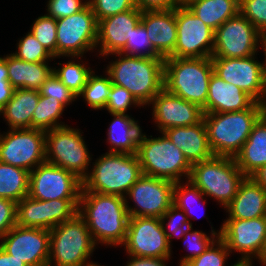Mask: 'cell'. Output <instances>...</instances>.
I'll list each match as a JSON object with an SVG mask.
<instances>
[{"label":"cell","mask_w":266,"mask_h":266,"mask_svg":"<svg viewBox=\"0 0 266 266\" xmlns=\"http://www.w3.org/2000/svg\"><path fill=\"white\" fill-rule=\"evenodd\" d=\"M88 5V0H48L47 15L54 19L63 18L79 12Z\"/></svg>","instance_id":"c3c4849f"},{"label":"cell","mask_w":266,"mask_h":266,"mask_svg":"<svg viewBox=\"0 0 266 266\" xmlns=\"http://www.w3.org/2000/svg\"><path fill=\"white\" fill-rule=\"evenodd\" d=\"M239 12L266 38V0H240Z\"/></svg>","instance_id":"f6af8a7d"},{"label":"cell","mask_w":266,"mask_h":266,"mask_svg":"<svg viewBox=\"0 0 266 266\" xmlns=\"http://www.w3.org/2000/svg\"><path fill=\"white\" fill-rule=\"evenodd\" d=\"M174 186L172 181L142 174L124 197L129 217L161 218L173 204Z\"/></svg>","instance_id":"5bb4252c"},{"label":"cell","mask_w":266,"mask_h":266,"mask_svg":"<svg viewBox=\"0 0 266 266\" xmlns=\"http://www.w3.org/2000/svg\"><path fill=\"white\" fill-rule=\"evenodd\" d=\"M16 225L46 229L45 200L26 196L17 203Z\"/></svg>","instance_id":"e575fe53"},{"label":"cell","mask_w":266,"mask_h":266,"mask_svg":"<svg viewBox=\"0 0 266 266\" xmlns=\"http://www.w3.org/2000/svg\"><path fill=\"white\" fill-rule=\"evenodd\" d=\"M77 213L97 246L101 243L116 248L124 243L129 220L124 197L81 191Z\"/></svg>","instance_id":"6da1fadb"},{"label":"cell","mask_w":266,"mask_h":266,"mask_svg":"<svg viewBox=\"0 0 266 266\" xmlns=\"http://www.w3.org/2000/svg\"><path fill=\"white\" fill-rule=\"evenodd\" d=\"M80 199L45 200L46 230L71 219L78 212Z\"/></svg>","instance_id":"8d00e7d4"},{"label":"cell","mask_w":266,"mask_h":266,"mask_svg":"<svg viewBox=\"0 0 266 266\" xmlns=\"http://www.w3.org/2000/svg\"><path fill=\"white\" fill-rule=\"evenodd\" d=\"M213 73L211 57L164 59V88L180 98L203 108Z\"/></svg>","instance_id":"5b68a950"},{"label":"cell","mask_w":266,"mask_h":266,"mask_svg":"<svg viewBox=\"0 0 266 266\" xmlns=\"http://www.w3.org/2000/svg\"><path fill=\"white\" fill-rule=\"evenodd\" d=\"M141 24L155 51L162 57H169L177 41L176 8L167 11L142 12Z\"/></svg>","instance_id":"7402d4cb"},{"label":"cell","mask_w":266,"mask_h":266,"mask_svg":"<svg viewBox=\"0 0 266 266\" xmlns=\"http://www.w3.org/2000/svg\"><path fill=\"white\" fill-rule=\"evenodd\" d=\"M221 230H214L211 226L210 236L205 232L194 230L193 227H189L183 236L185 248L190 252L180 259L179 266H183L190 260L200 256L205 252L208 247L219 237Z\"/></svg>","instance_id":"d590c367"},{"label":"cell","mask_w":266,"mask_h":266,"mask_svg":"<svg viewBox=\"0 0 266 266\" xmlns=\"http://www.w3.org/2000/svg\"><path fill=\"white\" fill-rule=\"evenodd\" d=\"M219 237L230 253L238 252L237 263H252L257 259L266 266V216L253 219H225Z\"/></svg>","instance_id":"30bf717a"},{"label":"cell","mask_w":266,"mask_h":266,"mask_svg":"<svg viewBox=\"0 0 266 266\" xmlns=\"http://www.w3.org/2000/svg\"><path fill=\"white\" fill-rule=\"evenodd\" d=\"M15 88L8 81L6 62L0 57V110L12 98Z\"/></svg>","instance_id":"f907efd6"},{"label":"cell","mask_w":266,"mask_h":266,"mask_svg":"<svg viewBox=\"0 0 266 266\" xmlns=\"http://www.w3.org/2000/svg\"><path fill=\"white\" fill-rule=\"evenodd\" d=\"M160 220L170 246L172 243L171 241L174 237L182 238L188 228L192 227V222H190L186 213L174 204L170 206V208L163 214Z\"/></svg>","instance_id":"ab89813d"},{"label":"cell","mask_w":266,"mask_h":266,"mask_svg":"<svg viewBox=\"0 0 266 266\" xmlns=\"http://www.w3.org/2000/svg\"><path fill=\"white\" fill-rule=\"evenodd\" d=\"M265 45L266 38L239 12L215 30L212 57L245 58Z\"/></svg>","instance_id":"7c38bea8"},{"label":"cell","mask_w":266,"mask_h":266,"mask_svg":"<svg viewBox=\"0 0 266 266\" xmlns=\"http://www.w3.org/2000/svg\"><path fill=\"white\" fill-rule=\"evenodd\" d=\"M17 203L0 198V238L16 225Z\"/></svg>","instance_id":"681fc988"},{"label":"cell","mask_w":266,"mask_h":266,"mask_svg":"<svg viewBox=\"0 0 266 266\" xmlns=\"http://www.w3.org/2000/svg\"><path fill=\"white\" fill-rule=\"evenodd\" d=\"M95 247L86 222L76 213L50 230L48 266H95L89 260Z\"/></svg>","instance_id":"8992f818"},{"label":"cell","mask_w":266,"mask_h":266,"mask_svg":"<svg viewBox=\"0 0 266 266\" xmlns=\"http://www.w3.org/2000/svg\"><path fill=\"white\" fill-rule=\"evenodd\" d=\"M235 266H253L252 263H237Z\"/></svg>","instance_id":"680465c9"},{"label":"cell","mask_w":266,"mask_h":266,"mask_svg":"<svg viewBox=\"0 0 266 266\" xmlns=\"http://www.w3.org/2000/svg\"><path fill=\"white\" fill-rule=\"evenodd\" d=\"M110 55L118 57L109 62L105 71L112 84L127 89L143 108L149 105L164 88V58Z\"/></svg>","instance_id":"7a4b0ae2"},{"label":"cell","mask_w":266,"mask_h":266,"mask_svg":"<svg viewBox=\"0 0 266 266\" xmlns=\"http://www.w3.org/2000/svg\"><path fill=\"white\" fill-rule=\"evenodd\" d=\"M82 180L59 166L44 162L30 171L28 196L37 200L80 199Z\"/></svg>","instance_id":"2e32d148"},{"label":"cell","mask_w":266,"mask_h":266,"mask_svg":"<svg viewBox=\"0 0 266 266\" xmlns=\"http://www.w3.org/2000/svg\"><path fill=\"white\" fill-rule=\"evenodd\" d=\"M181 182L183 183L185 181H178L175 183L173 204L183 210L187 217H193L191 209L194 208V204H198L197 202L199 201L206 204L204 199L205 195L189 179L183 184Z\"/></svg>","instance_id":"60d3db41"},{"label":"cell","mask_w":266,"mask_h":266,"mask_svg":"<svg viewBox=\"0 0 266 266\" xmlns=\"http://www.w3.org/2000/svg\"><path fill=\"white\" fill-rule=\"evenodd\" d=\"M235 160L245 176H251L266 164V114L253 126Z\"/></svg>","instance_id":"83f0119b"},{"label":"cell","mask_w":266,"mask_h":266,"mask_svg":"<svg viewBox=\"0 0 266 266\" xmlns=\"http://www.w3.org/2000/svg\"><path fill=\"white\" fill-rule=\"evenodd\" d=\"M161 134L159 137L150 138L144 133L141 134L136 155L142 174L174 183L183 181V177L188 179L192 165L182 150L177 148L164 132Z\"/></svg>","instance_id":"52a82bcc"},{"label":"cell","mask_w":266,"mask_h":266,"mask_svg":"<svg viewBox=\"0 0 266 266\" xmlns=\"http://www.w3.org/2000/svg\"><path fill=\"white\" fill-rule=\"evenodd\" d=\"M111 86L112 82L108 74L99 76L93 71L77 98L82 96L87 105L94 110L105 109Z\"/></svg>","instance_id":"836d02e7"},{"label":"cell","mask_w":266,"mask_h":266,"mask_svg":"<svg viewBox=\"0 0 266 266\" xmlns=\"http://www.w3.org/2000/svg\"><path fill=\"white\" fill-rule=\"evenodd\" d=\"M121 246L133 256H172V247L157 217H129L126 238Z\"/></svg>","instance_id":"e0dca14e"},{"label":"cell","mask_w":266,"mask_h":266,"mask_svg":"<svg viewBox=\"0 0 266 266\" xmlns=\"http://www.w3.org/2000/svg\"><path fill=\"white\" fill-rule=\"evenodd\" d=\"M88 4L98 22L136 7L134 0H88Z\"/></svg>","instance_id":"bcb514c9"},{"label":"cell","mask_w":266,"mask_h":266,"mask_svg":"<svg viewBox=\"0 0 266 266\" xmlns=\"http://www.w3.org/2000/svg\"><path fill=\"white\" fill-rule=\"evenodd\" d=\"M261 50L264 52L265 60L263 61V95L260 104L266 114V45Z\"/></svg>","instance_id":"9f6ffc18"},{"label":"cell","mask_w":266,"mask_h":266,"mask_svg":"<svg viewBox=\"0 0 266 266\" xmlns=\"http://www.w3.org/2000/svg\"><path fill=\"white\" fill-rule=\"evenodd\" d=\"M231 255L225 242L218 237L200 256L190 260L183 266H227L228 257ZM235 262L231 266H235Z\"/></svg>","instance_id":"7bdbcfd3"},{"label":"cell","mask_w":266,"mask_h":266,"mask_svg":"<svg viewBox=\"0 0 266 266\" xmlns=\"http://www.w3.org/2000/svg\"><path fill=\"white\" fill-rule=\"evenodd\" d=\"M250 177H252L260 186H262L266 190V164L260 167Z\"/></svg>","instance_id":"11a10c76"},{"label":"cell","mask_w":266,"mask_h":266,"mask_svg":"<svg viewBox=\"0 0 266 266\" xmlns=\"http://www.w3.org/2000/svg\"><path fill=\"white\" fill-rule=\"evenodd\" d=\"M40 92L18 88L14 90L12 98L0 110L9 129L32 128V116L37 107Z\"/></svg>","instance_id":"f1b7e54d"},{"label":"cell","mask_w":266,"mask_h":266,"mask_svg":"<svg viewBox=\"0 0 266 266\" xmlns=\"http://www.w3.org/2000/svg\"><path fill=\"white\" fill-rule=\"evenodd\" d=\"M130 259L125 266H167V261L171 257H141L128 255ZM166 263V264H165Z\"/></svg>","instance_id":"f5cc1de1"},{"label":"cell","mask_w":266,"mask_h":266,"mask_svg":"<svg viewBox=\"0 0 266 266\" xmlns=\"http://www.w3.org/2000/svg\"><path fill=\"white\" fill-rule=\"evenodd\" d=\"M57 22L56 57L82 56L96 49L98 21L88 4L79 12L59 18Z\"/></svg>","instance_id":"8fae6325"},{"label":"cell","mask_w":266,"mask_h":266,"mask_svg":"<svg viewBox=\"0 0 266 266\" xmlns=\"http://www.w3.org/2000/svg\"><path fill=\"white\" fill-rule=\"evenodd\" d=\"M132 105L138 108L142 106L127 89L112 84L105 109L110 114H126Z\"/></svg>","instance_id":"ee69618b"},{"label":"cell","mask_w":266,"mask_h":266,"mask_svg":"<svg viewBox=\"0 0 266 266\" xmlns=\"http://www.w3.org/2000/svg\"><path fill=\"white\" fill-rule=\"evenodd\" d=\"M50 230L15 225L0 238V247L27 266H48Z\"/></svg>","instance_id":"ac0fdd59"},{"label":"cell","mask_w":266,"mask_h":266,"mask_svg":"<svg viewBox=\"0 0 266 266\" xmlns=\"http://www.w3.org/2000/svg\"><path fill=\"white\" fill-rule=\"evenodd\" d=\"M164 133L177 148L182 150L191 165L214 156L203 120L192 126L172 127L166 129Z\"/></svg>","instance_id":"cb8c5ba5"},{"label":"cell","mask_w":266,"mask_h":266,"mask_svg":"<svg viewBox=\"0 0 266 266\" xmlns=\"http://www.w3.org/2000/svg\"><path fill=\"white\" fill-rule=\"evenodd\" d=\"M119 53L126 56L162 58L152 46L147 31L141 22L133 28L130 39H127L125 47Z\"/></svg>","instance_id":"f35d334b"},{"label":"cell","mask_w":266,"mask_h":266,"mask_svg":"<svg viewBox=\"0 0 266 266\" xmlns=\"http://www.w3.org/2000/svg\"><path fill=\"white\" fill-rule=\"evenodd\" d=\"M177 41L169 57H212L215 31L185 5L176 7Z\"/></svg>","instance_id":"9a60e30c"},{"label":"cell","mask_w":266,"mask_h":266,"mask_svg":"<svg viewBox=\"0 0 266 266\" xmlns=\"http://www.w3.org/2000/svg\"><path fill=\"white\" fill-rule=\"evenodd\" d=\"M225 210L228 212L226 219H253L266 216V190L252 177L246 176Z\"/></svg>","instance_id":"d4e9b609"},{"label":"cell","mask_w":266,"mask_h":266,"mask_svg":"<svg viewBox=\"0 0 266 266\" xmlns=\"http://www.w3.org/2000/svg\"><path fill=\"white\" fill-rule=\"evenodd\" d=\"M113 120L107 130L109 153L136 154L142 129L133 117L128 114H110Z\"/></svg>","instance_id":"4316f807"},{"label":"cell","mask_w":266,"mask_h":266,"mask_svg":"<svg viewBox=\"0 0 266 266\" xmlns=\"http://www.w3.org/2000/svg\"><path fill=\"white\" fill-rule=\"evenodd\" d=\"M257 54L245 58L211 57L213 72L225 82L234 84L261 102L263 95V63Z\"/></svg>","instance_id":"d6986e66"},{"label":"cell","mask_w":266,"mask_h":266,"mask_svg":"<svg viewBox=\"0 0 266 266\" xmlns=\"http://www.w3.org/2000/svg\"><path fill=\"white\" fill-rule=\"evenodd\" d=\"M30 172L0 162V198L18 203L28 196Z\"/></svg>","instance_id":"4dcf8cb0"},{"label":"cell","mask_w":266,"mask_h":266,"mask_svg":"<svg viewBox=\"0 0 266 266\" xmlns=\"http://www.w3.org/2000/svg\"><path fill=\"white\" fill-rule=\"evenodd\" d=\"M76 59H79V61ZM81 59L82 56H70V60L68 62L63 64L55 63L59 64L61 66L60 68H53V73L56 77L77 97L86 85L89 75L93 72L91 67H86L87 64L83 63Z\"/></svg>","instance_id":"1f68e13d"},{"label":"cell","mask_w":266,"mask_h":266,"mask_svg":"<svg viewBox=\"0 0 266 266\" xmlns=\"http://www.w3.org/2000/svg\"><path fill=\"white\" fill-rule=\"evenodd\" d=\"M240 0H191L185 6L214 31L239 13Z\"/></svg>","instance_id":"f546056e"},{"label":"cell","mask_w":266,"mask_h":266,"mask_svg":"<svg viewBox=\"0 0 266 266\" xmlns=\"http://www.w3.org/2000/svg\"><path fill=\"white\" fill-rule=\"evenodd\" d=\"M245 177L235 158L213 156L193 164L188 179L205 196L216 199L225 209L237 194Z\"/></svg>","instance_id":"ba28073f"},{"label":"cell","mask_w":266,"mask_h":266,"mask_svg":"<svg viewBox=\"0 0 266 266\" xmlns=\"http://www.w3.org/2000/svg\"><path fill=\"white\" fill-rule=\"evenodd\" d=\"M0 266H27L23 260L15 258L0 247Z\"/></svg>","instance_id":"db71d44e"},{"label":"cell","mask_w":266,"mask_h":266,"mask_svg":"<svg viewBox=\"0 0 266 266\" xmlns=\"http://www.w3.org/2000/svg\"><path fill=\"white\" fill-rule=\"evenodd\" d=\"M17 49L11 53L16 58L27 62H49L54 56L35 38L31 31L17 43Z\"/></svg>","instance_id":"74e56055"},{"label":"cell","mask_w":266,"mask_h":266,"mask_svg":"<svg viewBox=\"0 0 266 266\" xmlns=\"http://www.w3.org/2000/svg\"><path fill=\"white\" fill-rule=\"evenodd\" d=\"M92 169L82 180L81 191L125 197L132 185L142 176L136 154H102L93 162Z\"/></svg>","instance_id":"277c9868"},{"label":"cell","mask_w":266,"mask_h":266,"mask_svg":"<svg viewBox=\"0 0 266 266\" xmlns=\"http://www.w3.org/2000/svg\"><path fill=\"white\" fill-rule=\"evenodd\" d=\"M8 130L0 133V162L29 172L46 162L45 131L34 128Z\"/></svg>","instance_id":"4fadbf2b"},{"label":"cell","mask_w":266,"mask_h":266,"mask_svg":"<svg viewBox=\"0 0 266 266\" xmlns=\"http://www.w3.org/2000/svg\"><path fill=\"white\" fill-rule=\"evenodd\" d=\"M80 129L66 126L46 131V162L64 168L83 180L92 157Z\"/></svg>","instance_id":"9c48e42d"},{"label":"cell","mask_w":266,"mask_h":266,"mask_svg":"<svg viewBox=\"0 0 266 266\" xmlns=\"http://www.w3.org/2000/svg\"><path fill=\"white\" fill-rule=\"evenodd\" d=\"M39 92L42 96L60 101L65 107L78 100L77 96L54 73L42 84Z\"/></svg>","instance_id":"7dc6e473"},{"label":"cell","mask_w":266,"mask_h":266,"mask_svg":"<svg viewBox=\"0 0 266 266\" xmlns=\"http://www.w3.org/2000/svg\"><path fill=\"white\" fill-rule=\"evenodd\" d=\"M1 58L6 62L8 81L15 88H24L39 91L42 84L53 73V66L48 62H27L7 54Z\"/></svg>","instance_id":"484cf974"},{"label":"cell","mask_w":266,"mask_h":266,"mask_svg":"<svg viewBox=\"0 0 266 266\" xmlns=\"http://www.w3.org/2000/svg\"><path fill=\"white\" fill-rule=\"evenodd\" d=\"M152 119L158 130L164 132L172 127L192 126L203 120V109L163 88L149 103Z\"/></svg>","instance_id":"ffe728a7"},{"label":"cell","mask_w":266,"mask_h":266,"mask_svg":"<svg viewBox=\"0 0 266 266\" xmlns=\"http://www.w3.org/2000/svg\"><path fill=\"white\" fill-rule=\"evenodd\" d=\"M135 6L142 12L167 11L176 8L177 0H134Z\"/></svg>","instance_id":"816d5d0a"},{"label":"cell","mask_w":266,"mask_h":266,"mask_svg":"<svg viewBox=\"0 0 266 266\" xmlns=\"http://www.w3.org/2000/svg\"><path fill=\"white\" fill-rule=\"evenodd\" d=\"M57 22L56 19L45 14L35 19L30 31L35 38L56 57V37Z\"/></svg>","instance_id":"b9f144b4"},{"label":"cell","mask_w":266,"mask_h":266,"mask_svg":"<svg viewBox=\"0 0 266 266\" xmlns=\"http://www.w3.org/2000/svg\"><path fill=\"white\" fill-rule=\"evenodd\" d=\"M256 101L234 84L225 82L214 72L208 86L205 113H225L242 111L250 108Z\"/></svg>","instance_id":"603a6c76"},{"label":"cell","mask_w":266,"mask_h":266,"mask_svg":"<svg viewBox=\"0 0 266 266\" xmlns=\"http://www.w3.org/2000/svg\"><path fill=\"white\" fill-rule=\"evenodd\" d=\"M191 0H177L178 5H186Z\"/></svg>","instance_id":"6f0895ef"},{"label":"cell","mask_w":266,"mask_h":266,"mask_svg":"<svg viewBox=\"0 0 266 266\" xmlns=\"http://www.w3.org/2000/svg\"><path fill=\"white\" fill-rule=\"evenodd\" d=\"M142 11L136 7L125 12L107 17L98 22V37L96 43L100 57H109L119 53L130 39L133 28L141 20Z\"/></svg>","instance_id":"44dd1931"},{"label":"cell","mask_w":266,"mask_h":266,"mask_svg":"<svg viewBox=\"0 0 266 266\" xmlns=\"http://www.w3.org/2000/svg\"><path fill=\"white\" fill-rule=\"evenodd\" d=\"M265 114L260 102L250 108L225 113H205L208 142L214 156L233 157L241 151L253 126Z\"/></svg>","instance_id":"3957f363"},{"label":"cell","mask_w":266,"mask_h":266,"mask_svg":"<svg viewBox=\"0 0 266 266\" xmlns=\"http://www.w3.org/2000/svg\"><path fill=\"white\" fill-rule=\"evenodd\" d=\"M65 107L60 101L40 95L36 109L32 116V128L42 131H49L57 127L66 126L59 123Z\"/></svg>","instance_id":"d6a6232c"}]
</instances>
